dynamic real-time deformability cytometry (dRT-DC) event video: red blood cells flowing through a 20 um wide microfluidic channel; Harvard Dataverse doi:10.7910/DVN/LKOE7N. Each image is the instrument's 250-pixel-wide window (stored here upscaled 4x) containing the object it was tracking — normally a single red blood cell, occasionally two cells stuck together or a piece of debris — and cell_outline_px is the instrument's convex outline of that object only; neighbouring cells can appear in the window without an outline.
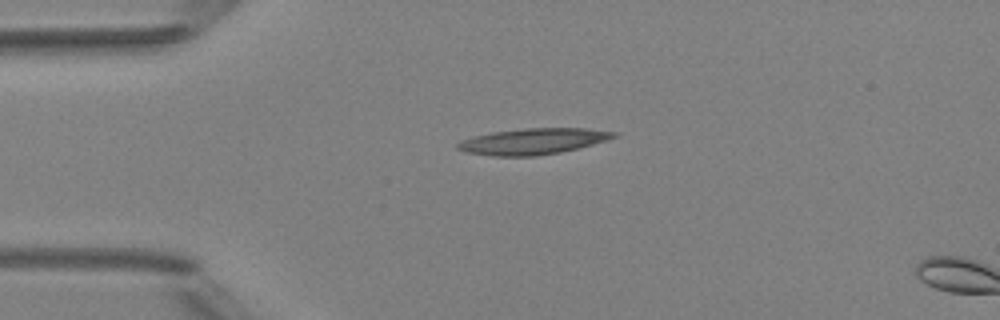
{"species": "Egyptian fruit bat (a non-hibernating species)", "species_latin": "Rousettus aegyptiacus", "temperature_condition": "room temperature", "stored_images_in_passage": 2, "segment_of_instrument_passage": [1, 2], "camera_frame_rate_fps": 3000, "um_per_image_px": 0.085, "animal": {"sex": "female"}, "frame": {"image": 1, "passage_image": 1, "time_ms": 0.0, "image_size_px": [1000, 320], "cell_outline_px": [[620, 136], [592, 144], [560, 152], [536, 156], [492, 156], [468, 152], [456, 148], [456, 144], [472, 136], [492, 132], [524, 128], [584, 128], [616, 132]], "centroid_in_image_um": [45.3, 12.01], "position_along_channel_um": 39.7, "area_um2": 23.52}}